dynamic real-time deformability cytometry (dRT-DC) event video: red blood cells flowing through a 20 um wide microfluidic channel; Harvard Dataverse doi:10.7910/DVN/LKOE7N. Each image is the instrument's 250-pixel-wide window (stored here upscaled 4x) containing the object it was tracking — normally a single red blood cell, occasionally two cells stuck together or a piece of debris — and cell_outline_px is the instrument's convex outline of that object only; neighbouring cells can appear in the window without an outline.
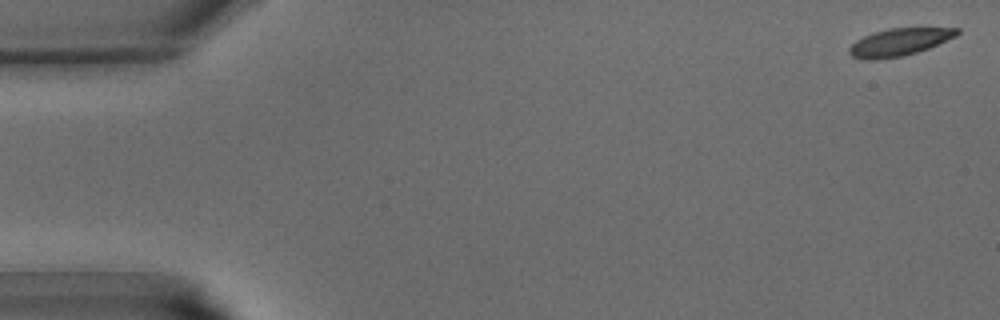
{"species": "common noctule bat (a hibernating species)", "species_latin": "Nyctalus noctula", "temperature_condition": "warm", "stored_images_in_passage": 26, "camera_frame_rate_fps": 3000, "um_per_image_px": 0.085, "animal": {"sex": "male", "body_mass_g": 15.6}, "frame": {"image": 1, "passage_image": 1, "time_ms": 0.0, "image_size_px": [1000, 320], "cell_outline_px": [[960, 32], [956, 36], [928, 48], [916, 52], [900, 56], [880, 60], [864, 60], [852, 56], [848, 52], [848, 48], [856, 40], [872, 32], [888, 28], [960, 28]], "centroid_in_image_um": [76.39, 3.58], "position_along_channel_um": 8.6, "area_um2": 17.22}}
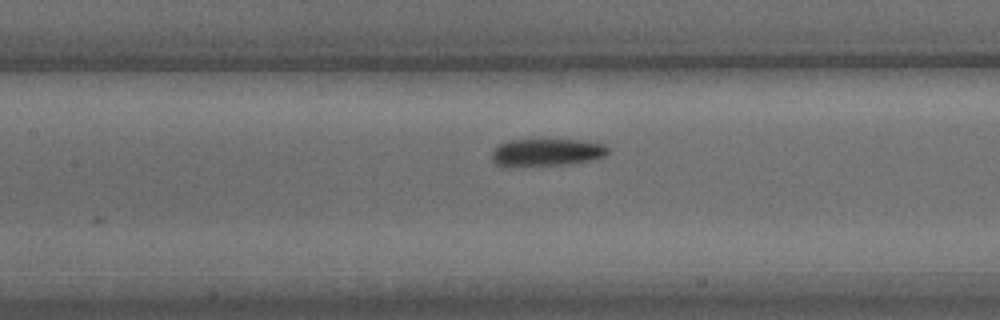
{"frame": {"image": 2, "passage_image": 19, "time_ms": 6.0, "image_size_px": [1000, 320], "cell_outline_px": [[608, 152], [604, 156], [588, 160], [568, 164], [508, 168], [504, 168], [496, 164], [492, 160], [492, 152], [500, 144], [508, 140], [580, 140], [604, 144], [608, 148]], "centroid_in_image_um": [46.39, 12.98], "position_along_channel_um": 161.0, "area_um2": 18.79}}
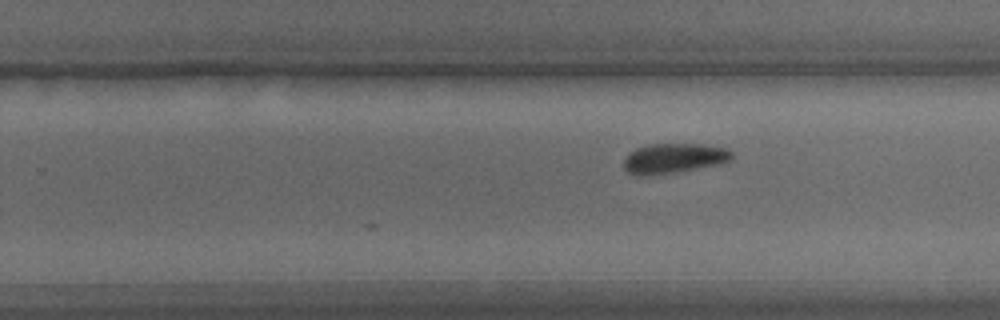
{"frame": {"image": 3, "passage_image": 26, "time_ms": 8.333, "image_size_px": [1000, 320], "cell_outline_px": [[732, 160], [720, 164], [676, 172], [648, 176], [636, 176], [628, 172], [624, 168], [624, 160], [628, 152], [636, 148], [648, 144], [704, 144], [728, 148], [732, 152]], "centroid_in_image_um": [57.26, 13.45], "position_along_channel_um": 272.5, "area_um2": 19.13}}